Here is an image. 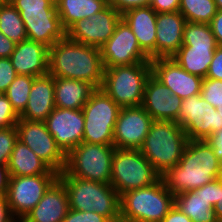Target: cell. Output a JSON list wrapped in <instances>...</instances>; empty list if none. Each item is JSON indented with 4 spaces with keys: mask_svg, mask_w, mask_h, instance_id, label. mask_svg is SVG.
<instances>
[{
    "mask_svg": "<svg viewBox=\"0 0 222 222\" xmlns=\"http://www.w3.org/2000/svg\"><path fill=\"white\" fill-rule=\"evenodd\" d=\"M69 198V209L96 212L111 222H120V195L111 184L73 176H58Z\"/></svg>",
    "mask_w": 222,
    "mask_h": 222,
    "instance_id": "4",
    "label": "cell"
},
{
    "mask_svg": "<svg viewBox=\"0 0 222 222\" xmlns=\"http://www.w3.org/2000/svg\"><path fill=\"white\" fill-rule=\"evenodd\" d=\"M0 32L16 44L28 39L20 13L8 0L0 5Z\"/></svg>",
    "mask_w": 222,
    "mask_h": 222,
    "instance_id": "30",
    "label": "cell"
},
{
    "mask_svg": "<svg viewBox=\"0 0 222 222\" xmlns=\"http://www.w3.org/2000/svg\"><path fill=\"white\" fill-rule=\"evenodd\" d=\"M180 106L178 124L188 140H209L222 130V115L200 94L183 99Z\"/></svg>",
    "mask_w": 222,
    "mask_h": 222,
    "instance_id": "11",
    "label": "cell"
},
{
    "mask_svg": "<svg viewBox=\"0 0 222 222\" xmlns=\"http://www.w3.org/2000/svg\"><path fill=\"white\" fill-rule=\"evenodd\" d=\"M62 222H111L108 218L90 211H76L69 209Z\"/></svg>",
    "mask_w": 222,
    "mask_h": 222,
    "instance_id": "37",
    "label": "cell"
},
{
    "mask_svg": "<svg viewBox=\"0 0 222 222\" xmlns=\"http://www.w3.org/2000/svg\"><path fill=\"white\" fill-rule=\"evenodd\" d=\"M18 139L26 144L52 170L61 173L66 164V155L57 146L45 122L19 118L16 124Z\"/></svg>",
    "mask_w": 222,
    "mask_h": 222,
    "instance_id": "13",
    "label": "cell"
},
{
    "mask_svg": "<svg viewBox=\"0 0 222 222\" xmlns=\"http://www.w3.org/2000/svg\"><path fill=\"white\" fill-rule=\"evenodd\" d=\"M58 176L59 174L10 176L6 198L13 217L20 222L42 199Z\"/></svg>",
    "mask_w": 222,
    "mask_h": 222,
    "instance_id": "12",
    "label": "cell"
},
{
    "mask_svg": "<svg viewBox=\"0 0 222 222\" xmlns=\"http://www.w3.org/2000/svg\"><path fill=\"white\" fill-rule=\"evenodd\" d=\"M174 197L161 177L152 185L126 191L120 195V222H162Z\"/></svg>",
    "mask_w": 222,
    "mask_h": 222,
    "instance_id": "5",
    "label": "cell"
},
{
    "mask_svg": "<svg viewBox=\"0 0 222 222\" xmlns=\"http://www.w3.org/2000/svg\"><path fill=\"white\" fill-rule=\"evenodd\" d=\"M182 99L173 95L168 87L153 74L149 76L144 88L142 107L153 120L175 121L178 116Z\"/></svg>",
    "mask_w": 222,
    "mask_h": 222,
    "instance_id": "19",
    "label": "cell"
},
{
    "mask_svg": "<svg viewBox=\"0 0 222 222\" xmlns=\"http://www.w3.org/2000/svg\"><path fill=\"white\" fill-rule=\"evenodd\" d=\"M7 168L10 176H32L59 174L42 161L26 144L19 139L11 153Z\"/></svg>",
    "mask_w": 222,
    "mask_h": 222,
    "instance_id": "26",
    "label": "cell"
},
{
    "mask_svg": "<svg viewBox=\"0 0 222 222\" xmlns=\"http://www.w3.org/2000/svg\"><path fill=\"white\" fill-rule=\"evenodd\" d=\"M150 6L156 13L179 11L180 0H151Z\"/></svg>",
    "mask_w": 222,
    "mask_h": 222,
    "instance_id": "42",
    "label": "cell"
},
{
    "mask_svg": "<svg viewBox=\"0 0 222 222\" xmlns=\"http://www.w3.org/2000/svg\"><path fill=\"white\" fill-rule=\"evenodd\" d=\"M48 57V47L26 39L15 45L10 61L17 75L38 77L48 74Z\"/></svg>",
    "mask_w": 222,
    "mask_h": 222,
    "instance_id": "22",
    "label": "cell"
},
{
    "mask_svg": "<svg viewBox=\"0 0 222 222\" xmlns=\"http://www.w3.org/2000/svg\"><path fill=\"white\" fill-rule=\"evenodd\" d=\"M200 95L222 115V80L203 78Z\"/></svg>",
    "mask_w": 222,
    "mask_h": 222,
    "instance_id": "34",
    "label": "cell"
},
{
    "mask_svg": "<svg viewBox=\"0 0 222 222\" xmlns=\"http://www.w3.org/2000/svg\"><path fill=\"white\" fill-rule=\"evenodd\" d=\"M100 50L104 69L151 62L150 58L141 50L133 31L123 19L119 21L113 35Z\"/></svg>",
    "mask_w": 222,
    "mask_h": 222,
    "instance_id": "15",
    "label": "cell"
},
{
    "mask_svg": "<svg viewBox=\"0 0 222 222\" xmlns=\"http://www.w3.org/2000/svg\"><path fill=\"white\" fill-rule=\"evenodd\" d=\"M111 167L110 184L119 195L152 185L161 177L140 150L115 148Z\"/></svg>",
    "mask_w": 222,
    "mask_h": 222,
    "instance_id": "9",
    "label": "cell"
},
{
    "mask_svg": "<svg viewBox=\"0 0 222 222\" xmlns=\"http://www.w3.org/2000/svg\"><path fill=\"white\" fill-rule=\"evenodd\" d=\"M34 78L35 77L29 75H17L4 93L18 115H20L27 106Z\"/></svg>",
    "mask_w": 222,
    "mask_h": 222,
    "instance_id": "32",
    "label": "cell"
},
{
    "mask_svg": "<svg viewBox=\"0 0 222 222\" xmlns=\"http://www.w3.org/2000/svg\"><path fill=\"white\" fill-rule=\"evenodd\" d=\"M156 18L157 13L151 6L132 8L122 14L150 60L156 59Z\"/></svg>",
    "mask_w": 222,
    "mask_h": 222,
    "instance_id": "23",
    "label": "cell"
},
{
    "mask_svg": "<svg viewBox=\"0 0 222 222\" xmlns=\"http://www.w3.org/2000/svg\"><path fill=\"white\" fill-rule=\"evenodd\" d=\"M24 22L27 38L50 48L66 37L55 0H8Z\"/></svg>",
    "mask_w": 222,
    "mask_h": 222,
    "instance_id": "6",
    "label": "cell"
},
{
    "mask_svg": "<svg viewBox=\"0 0 222 222\" xmlns=\"http://www.w3.org/2000/svg\"><path fill=\"white\" fill-rule=\"evenodd\" d=\"M54 108V77L48 73L34 78L27 106L19 118L45 122Z\"/></svg>",
    "mask_w": 222,
    "mask_h": 222,
    "instance_id": "24",
    "label": "cell"
},
{
    "mask_svg": "<svg viewBox=\"0 0 222 222\" xmlns=\"http://www.w3.org/2000/svg\"><path fill=\"white\" fill-rule=\"evenodd\" d=\"M219 166L220 160L214 154L210 139L188 140L179 163L161 175V179L175 196L217 179Z\"/></svg>",
    "mask_w": 222,
    "mask_h": 222,
    "instance_id": "1",
    "label": "cell"
},
{
    "mask_svg": "<svg viewBox=\"0 0 222 222\" xmlns=\"http://www.w3.org/2000/svg\"><path fill=\"white\" fill-rule=\"evenodd\" d=\"M151 0H109V5L114 7L121 15L129 9L150 6Z\"/></svg>",
    "mask_w": 222,
    "mask_h": 222,
    "instance_id": "40",
    "label": "cell"
},
{
    "mask_svg": "<svg viewBox=\"0 0 222 222\" xmlns=\"http://www.w3.org/2000/svg\"><path fill=\"white\" fill-rule=\"evenodd\" d=\"M0 222H19L11 214L6 196H0Z\"/></svg>",
    "mask_w": 222,
    "mask_h": 222,
    "instance_id": "46",
    "label": "cell"
},
{
    "mask_svg": "<svg viewBox=\"0 0 222 222\" xmlns=\"http://www.w3.org/2000/svg\"><path fill=\"white\" fill-rule=\"evenodd\" d=\"M201 190H204V198L212 207H214L215 204L220 200L222 180L220 178H217L212 182L202 186Z\"/></svg>",
    "mask_w": 222,
    "mask_h": 222,
    "instance_id": "39",
    "label": "cell"
},
{
    "mask_svg": "<svg viewBox=\"0 0 222 222\" xmlns=\"http://www.w3.org/2000/svg\"><path fill=\"white\" fill-rule=\"evenodd\" d=\"M7 0H0V5H2L3 3H5Z\"/></svg>",
    "mask_w": 222,
    "mask_h": 222,
    "instance_id": "52",
    "label": "cell"
},
{
    "mask_svg": "<svg viewBox=\"0 0 222 222\" xmlns=\"http://www.w3.org/2000/svg\"><path fill=\"white\" fill-rule=\"evenodd\" d=\"M188 137L177 122L154 120L139 149L161 176L182 158Z\"/></svg>",
    "mask_w": 222,
    "mask_h": 222,
    "instance_id": "3",
    "label": "cell"
},
{
    "mask_svg": "<svg viewBox=\"0 0 222 222\" xmlns=\"http://www.w3.org/2000/svg\"><path fill=\"white\" fill-rule=\"evenodd\" d=\"M210 140L212 141V147H213L215 156L221 161L222 160V130L213 134Z\"/></svg>",
    "mask_w": 222,
    "mask_h": 222,
    "instance_id": "48",
    "label": "cell"
},
{
    "mask_svg": "<svg viewBox=\"0 0 222 222\" xmlns=\"http://www.w3.org/2000/svg\"><path fill=\"white\" fill-rule=\"evenodd\" d=\"M217 47L182 45L171 58L188 73L205 78Z\"/></svg>",
    "mask_w": 222,
    "mask_h": 222,
    "instance_id": "28",
    "label": "cell"
},
{
    "mask_svg": "<svg viewBox=\"0 0 222 222\" xmlns=\"http://www.w3.org/2000/svg\"><path fill=\"white\" fill-rule=\"evenodd\" d=\"M151 74V62L106 68L101 88L121 108L141 106Z\"/></svg>",
    "mask_w": 222,
    "mask_h": 222,
    "instance_id": "7",
    "label": "cell"
},
{
    "mask_svg": "<svg viewBox=\"0 0 222 222\" xmlns=\"http://www.w3.org/2000/svg\"><path fill=\"white\" fill-rule=\"evenodd\" d=\"M120 109L102 88H96L82 108L83 142L113 145V132Z\"/></svg>",
    "mask_w": 222,
    "mask_h": 222,
    "instance_id": "10",
    "label": "cell"
},
{
    "mask_svg": "<svg viewBox=\"0 0 222 222\" xmlns=\"http://www.w3.org/2000/svg\"><path fill=\"white\" fill-rule=\"evenodd\" d=\"M213 208L218 222H222V190L220 200L215 204Z\"/></svg>",
    "mask_w": 222,
    "mask_h": 222,
    "instance_id": "49",
    "label": "cell"
},
{
    "mask_svg": "<svg viewBox=\"0 0 222 222\" xmlns=\"http://www.w3.org/2000/svg\"><path fill=\"white\" fill-rule=\"evenodd\" d=\"M222 180V160L220 161V166H219V177Z\"/></svg>",
    "mask_w": 222,
    "mask_h": 222,
    "instance_id": "51",
    "label": "cell"
},
{
    "mask_svg": "<svg viewBox=\"0 0 222 222\" xmlns=\"http://www.w3.org/2000/svg\"><path fill=\"white\" fill-rule=\"evenodd\" d=\"M153 121L142 106L121 108L113 132L114 147L139 150Z\"/></svg>",
    "mask_w": 222,
    "mask_h": 222,
    "instance_id": "16",
    "label": "cell"
},
{
    "mask_svg": "<svg viewBox=\"0 0 222 222\" xmlns=\"http://www.w3.org/2000/svg\"><path fill=\"white\" fill-rule=\"evenodd\" d=\"M17 140L18 130L16 126L0 129V164L8 165Z\"/></svg>",
    "mask_w": 222,
    "mask_h": 222,
    "instance_id": "35",
    "label": "cell"
},
{
    "mask_svg": "<svg viewBox=\"0 0 222 222\" xmlns=\"http://www.w3.org/2000/svg\"><path fill=\"white\" fill-rule=\"evenodd\" d=\"M218 46H222V10H218L210 23Z\"/></svg>",
    "mask_w": 222,
    "mask_h": 222,
    "instance_id": "43",
    "label": "cell"
},
{
    "mask_svg": "<svg viewBox=\"0 0 222 222\" xmlns=\"http://www.w3.org/2000/svg\"><path fill=\"white\" fill-rule=\"evenodd\" d=\"M122 15L111 5L92 15L73 23L66 30V37L72 41L101 48L113 35Z\"/></svg>",
    "mask_w": 222,
    "mask_h": 222,
    "instance_id": "14",
    "label": "cell"
},
{
    "mask_svg": "<svg viewBox=\"0 0 222 222\" xmlns=\"http://www.w3.org/2000/svg\"><path fill=\"white\" fill-rule=\"evenodd\" d=\"M218 10H222V0H214Z\"/></svg>",
    "mask_w": 222,
    "mask_h": 222,
    "instance_id": "50",
    "label": "cell"
},
{
    "mask_svg": "<svg viewBox=\"0 0 222 222\" xmlns=\"http://www.w3.org/2000/svg\"><path fill=\"white\" fill-rule=\"evenodd\" d=\"M217 11L214 0H180L179 12L188 22L210 24Z\"/></svg>",
    "mask_w": 222,
    "mask_h": 222,
    "instance_id": "31",
    "label": "cell"
},
{
    "mask_svg": "<svg viewBox=\"0 0 222 222\" xmlns=\"http://www.w3.org/2000/svg\"><path fill=\"white\" fill-rule=\"evenodd\" d=\"M206 78L222 80V46L215 50Z\"/></svg>",
    "mask_w": 222,
    "mask_h": 222,
    "instance_id": "41",
    "label": "cell"
},
{
    "mask_svg": "<svg viewBox=\"0 0 222 222\" xmlns=\"http://www.w3.org/2000/svg\"><path fill=\"white\" fill-rule=\"evenodd\" d=\"M162 222H193L188 216L181 212L175 205L169 210Z\"/></svg>",
    "mask_w": 222,
    "mask_h": 222,
    "instance_id": "45",
    "label": "cell"
},
{
    "mask_svg": "<svg viewBox=\"0 0 222 222\" xmlns=\"http://www.w3.org/2000/svg\"><path fill=\"white\" fill-rule=\"evenodd\" d=\"M48 73L53 77L89 82L95 88L103 84L101 50L65 37L49 48Z\"/></svg>",
    "mask_w": 222,
    "mask_h": 222,
    "instance_id": "2",
    "label": "cell"
},
{
    "mask_svg": "<svg viewBox=\"0 0 222 222\" xmlns=\"http://www.w3.org/2000/svg\"><path fill=\"white\" fill-rule=\"evenodd\" d=\"M114 152V145L82 142L66 155L65 168L59 176L110 184Z\"/></svg>",
    "mask_w": 222,
    "mask_h": 222,
    "instance_id": "8",
    "label": "cell"
},
{
    "mask_svg": "<svg viewBox=\"0 0 222 222\" xmlns=\"http://www.w3.org/2000/svg\"><path fill=\"white\" fill-rule=\"evenodd\" d=\"M16 43L0 32V58H10Z\"/></svg>",
    "mask_w": 222,
    "mask_h": 222,
    "instance_id": "44",
    "label": "cell"
},
{
    "mask_svg": "<svg viewBox=\"0 0 222 222\" xmlns=\"http://www.w3.org/2000/svg\"><path fill=\"white\" fill-rule=\"evenodd\" d=\"M55 2L65 30L76 21L90 18L109 5V0H55Z\"/></svg>",
    "mask_w": 222,
    "mask_h": 222,
    "instance_id": "29",
    "label": "cell"
},
{
    "mask_svg": "<svg viewBox=\"0 0 222 222\" xmlns=\"http://www.w3.org/2000/svg\"><path fill=\"white\" fill-rule=\"evenodd\" d=\"M174 205L193 222H218L214 208L200 188L175 195Z\"/></svg>",
    "mask_w": 222,
    "mask_h": 222,
    "instance_id": "27",
    "label": "cell"
},
{
    "mask_svg": "<svg viewBox=\"0 0 222 222\" xmlns=\"http://www.w3.org/2000/svg\"><path fill=\"white\" fill-rule=\"evenodd\" d=\"M17 73L13 65L11 64L10 58H0V92L5 93L9 85L14 81Z\"/></svg>",
    "mask_w": 222,
    "mask_h": 222,
    "instance_id": "38",
    "label": "cell"
},
{
    "mask_svg": "<svg viewBox=\"0 0 222 222\" xmlns=\"http://www.w3.org/2000/svg\"><path fill=\"white\" fill-rule=\"evenodd\" d=\"M19 121V115L13 109L7 96L2 93L0 95V129L16 126Z\"/></svg>",
    "mask_w": 222,
    "mask_h": 222,
    "instance_id": "36",
    "label": "cell"
},
{
    "mask_svg": "<svg viewBox=\"0 0 222 222\" xmlns=\"http://www.w3.org/2000/svg\"><path fill=\"white\" fill-rule=\"evenodd\" d=\"M69 211L64 184L57 179L37 205L20 222H62Z\"/></svg>",
    "mask_w": 222,
    "mask_h": 222,
    "instance_id": "21",
    "label": "cell"
},
{
    "mask_svg": "<svg viewBox=\"0 0 222 222\" xmlns=\"http://www.w3.org/2000/svg\"><path fill=\"white\" fill-rule=\"evenodd\" d=\"M45 124L57 146L67 155L83 142L84 115L82 109L55 107Z\"/></svg>",
    "mask_w": 222,
    "mask_h": 222,
    "instance_id": "17",
    "label": "cell"
},
{
    "mask_svg": "<svg viewBox=\"0 0 222 222\" xmlns=\"http://www.w3.org/2000/svg\"><path fill=\"white\" fill-rule=\"evenodd\" d=\"M185 46H218L210 24L186 22L183 32Z\"/></svg>",
    "mask_w": 222,
    "mask_h": 222,
    "instance_id": "33",
    "label": "cell"
},
{
    "mask_svg": "<svg viewBox=\"0 0 222 222\" xmlns=\"http://www.w3.org/2000/svg\"><path fill=\"white\" fill-rule=\"evenodd\" d=\"M95 89L86 81L54 77L55 107L82 109Z\"/></svg>",
    "mask_w": 222,
    "mask_h": 222,
    "instance_id": "25",
    "label": "cell"
},
{
    "mask_svg": "<svg viewBox=\"0 0 222 222\" xmlns=\"http://www.w3.org/2000/svg\"><path fill=\"white\" fill-rule=\"evenodd\" d=\"M10 174L7 165L0 164V196H6Z\"/></svg>",
    "mask_w": 222,
    "mask_h": 222,
    "instance_id": "47",
    "label": "cell"
},
{
    "mask_svg": "<svg viewBox=\"0 0 222 222\" xmlns=\"http://www.w3.org/2000/svg\"><path fill=\"white\" fill-rule=\"evenodd\" d=\"M186 22L179 11L157 13L156 59L171 58L179 50Z\"/></svg>",
    "mask_w": 222,
    "mask_h": 222,
    "instance_id": "20",
    "label": "cell"
},
{
    "mask_svg": "<svg viewBox=\"0 0 222 222\" xmlns=\"http://www.w3.org/2000/svg\"><path fill=\"white\" fill-rule=\"evenodd\" d=\"M151 66L152 74L182 100L201 93L203 78L188 73L174 59L157 58Z\"/></svg>",
    "mask_w": 222,
    "mask_h": 222,
    "instance_id": "18",
    "label": "cell"
}]
</instances>
